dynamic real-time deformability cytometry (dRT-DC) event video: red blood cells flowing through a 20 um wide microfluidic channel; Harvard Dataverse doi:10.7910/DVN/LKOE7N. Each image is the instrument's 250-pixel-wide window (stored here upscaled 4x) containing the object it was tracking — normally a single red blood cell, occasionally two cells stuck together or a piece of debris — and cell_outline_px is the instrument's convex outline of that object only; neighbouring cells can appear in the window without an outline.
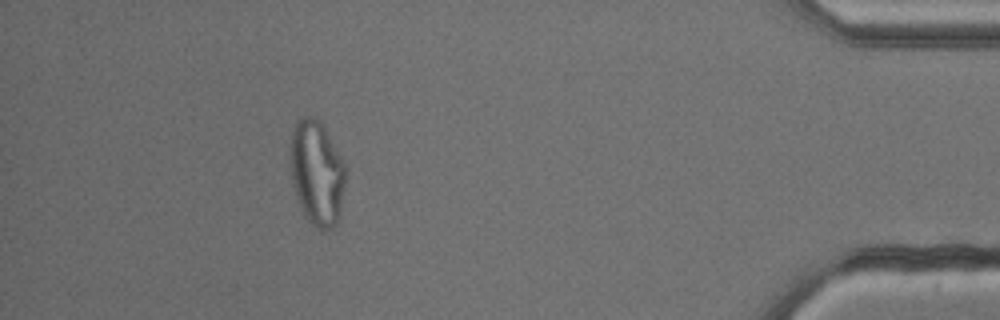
{"species": "common noctule bat (a hibernating species)", "species_latin": "Nyctalus noctula", "temperature_condition": "cold", "stored_images_in_passage": 39, "camera_frame_rate_fps": 3000, "um_per_image_px": 0.085, "animal": {"sex": "male", "body_mass_g": 13.3}, "frame": {"image": 1, "passage_image": 34, "time_ms": 11.0, "image_size_px": [1000, 320], "cell_outline_px": [[348, 168], [340, 216], [336, 224], [332, 228], [320, 232], [304, 216], [296, 196], [292, 184], [288, 156], [288, 152], [292, 128], [300, 116], [316, 116], [320, 120], [344, 160]], "centroid_in_image_um": [26.93, 14.68], "position_along_channel_um": 408.3, "area_um2": 35.2}}